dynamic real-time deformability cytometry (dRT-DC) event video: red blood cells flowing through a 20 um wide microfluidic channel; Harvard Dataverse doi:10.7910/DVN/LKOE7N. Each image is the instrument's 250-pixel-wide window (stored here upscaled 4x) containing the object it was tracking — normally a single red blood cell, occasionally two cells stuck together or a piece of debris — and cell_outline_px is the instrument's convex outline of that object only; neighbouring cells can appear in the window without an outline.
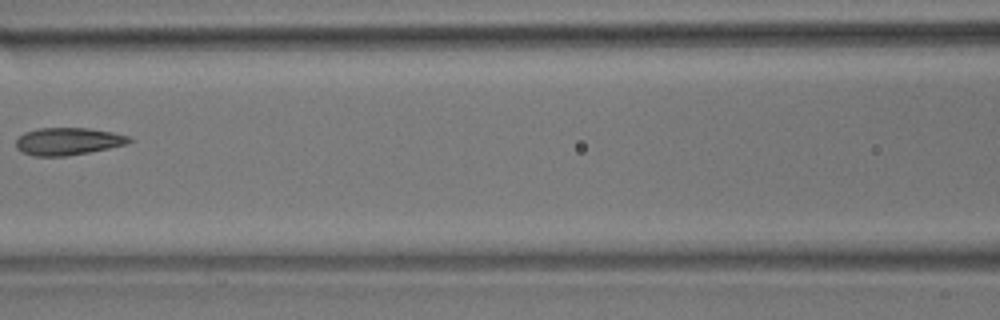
{"species": "common noctule bat (a hibernating species)", "species_latin": "Nyctalus noctula", "temperature_condition": "room temperature", "stored_images_in_passage": 6, "camera_frame_rate_fps": 3000, "um_per_image_px": 0.085, "animal": {"sex": "male", "body_mass_g": 17.9}, "frame": {"image": 1, "passage_image": 5, "time_ms": 1.333, "image_size_px": [1000, 320], "cell_outline_px": [[132, 140], [128, 144], [88, 152], [64, 156], [36, 156], [20, 152], [16, 148], [16, 140], [24, 132], [40, 128], [88, 128], [112, 132], [132, 136]], "centroid_in_image_um": [5.79, 12.01], "position_along_channel_um": 160.8, "area_um2": 18.09}}
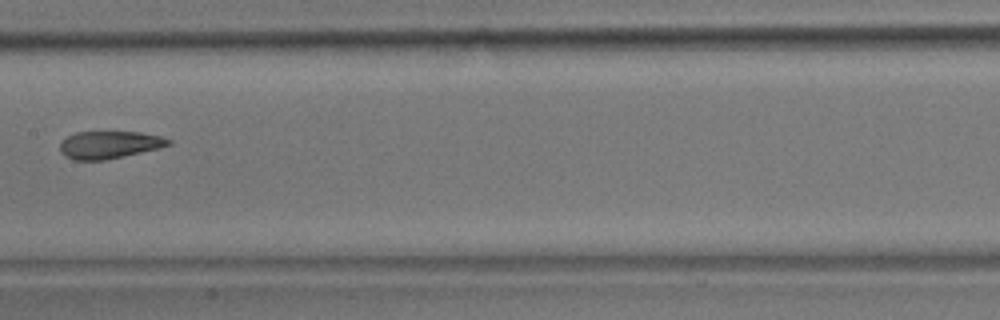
{"frame": {"image": 2, "passage_image": 6, "time_ms": 1.667, "image_size_px": [1000, 320], "cell_outline_px": [[172, 144], [160, 148], [124, 156], [104, 160], [76, 160], [64, 156], [60, 152], [60, 144], [68, 136], [76, 132], [140, 132], [160, 136], [172, 140]], "centroid_in_image_um": [9.31, 12.31], "position_along_channel_um": 198.1, "area_um2": 17.34}}